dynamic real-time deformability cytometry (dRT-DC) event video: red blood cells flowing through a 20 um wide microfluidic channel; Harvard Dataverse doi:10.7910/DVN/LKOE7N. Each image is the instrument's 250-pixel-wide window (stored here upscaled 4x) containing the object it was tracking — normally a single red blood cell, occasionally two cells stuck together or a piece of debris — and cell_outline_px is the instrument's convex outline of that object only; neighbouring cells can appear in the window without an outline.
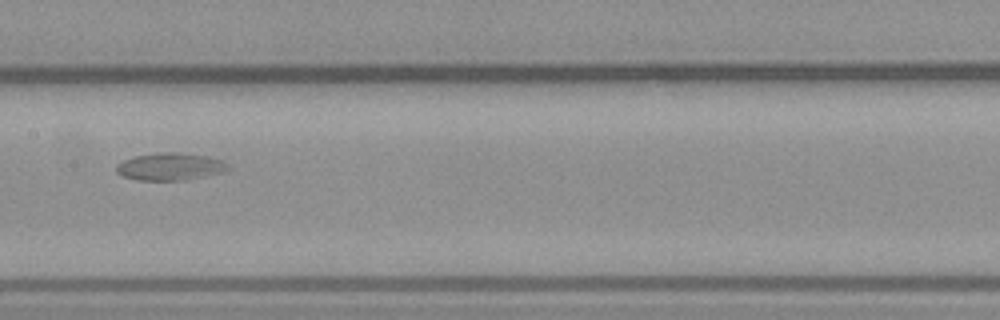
{"species": "common noctule bat (a hibernating species)", "species_latin": "Nyctalus noctula", "temperature_condition": "warm", "stored_images_in_passage": 7, "camera_frame_rate_fps": 3000, "um_per_image_px": 0.085, "animal": {"sex": "male", "body_mass_g": 23.1, "forearm_length_mm": 52.7}, "frame": {"image": 1, "passage_image": 5, "time_ms": 5.0, "image_size_px": [1000, 320], "cell_outline_px": [[232, 168], [224, 172], [188, 180], [136, 180], [124, 176], [116, 172], [116, 164], [124, 160], [136, 156], [160, 152], [180, 152], [208, 156], [224, 160]], "centroid_in_image_um": [14.52, 14.16], "position_along_channel_um": 192.9, "area_um2": 18.09}}
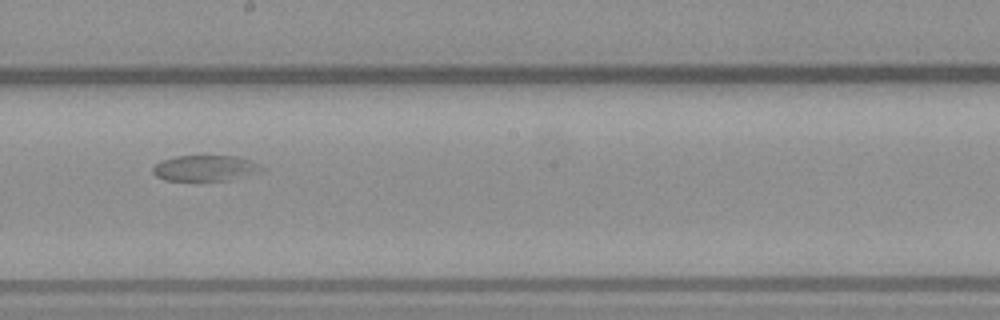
{"frame": {"image": 2, "passage_image": 6, "time_ms": 6.0, "image_size_px": [1000, 320], "cell_outline_px": [[268, 168], [260, 172], [224, 180], [164, 180], [156, 176], [152, 172], [152, 168], [160, 160], [176, 156], [236, 156], [252, 160]], "centroid_in_image_um": [17.46, 14.28], "position_along_channel_um": 230.7, "area_um2": 16.36}}
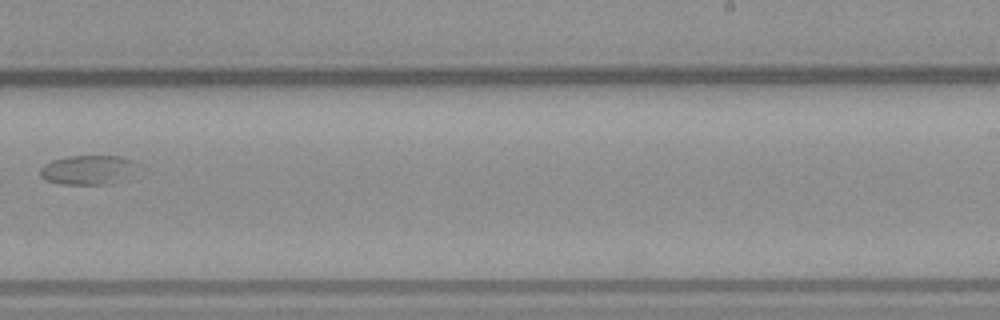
{"frame": {"image": 3, "passage_image": 7, "time_ms": 7.333, "image_size_px": [1000, 320], "cell_outline_px": [[136, 164], [112, 184], [60, 184], [48, 180], [40, 176], [40, 168], [44, 164], [52, 160], [68, 156], [120, 156], [136, 160]], "centroid_in_image_um": [7.36, 14.42], "position_along_channel_um": 281.6, "area_um2": 16.07}}